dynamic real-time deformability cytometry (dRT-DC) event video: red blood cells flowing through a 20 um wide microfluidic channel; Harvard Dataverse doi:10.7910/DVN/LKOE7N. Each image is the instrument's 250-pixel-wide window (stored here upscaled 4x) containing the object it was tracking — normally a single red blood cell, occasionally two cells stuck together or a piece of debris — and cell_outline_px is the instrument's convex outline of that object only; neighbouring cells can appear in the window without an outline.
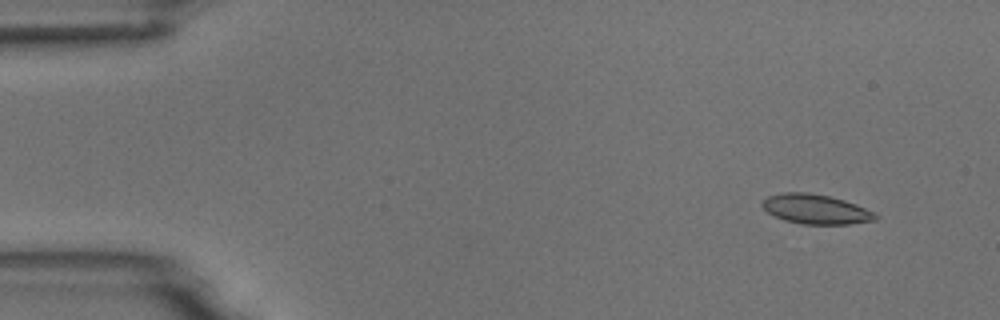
{"species": "common noctule bat (a hibernating species)", "species_latin": "Nyctalus noctula", "temperature_condition": "room temperature", "stored_images_in_passage": 4, "camera_frame_rate_fps": 3000, "um_per_image_px": 0.085, "animal": {"sex": "male", "body_mass_g": 18.8}, "frame": {"image": 1, "passage_image": 1, "time_ms": 0.0, "image_size_px": [1000, 320], "cell_outline_px": [[876, 220], [848, 224], [800, 224], [784, 220], [768, 212], [760, 204], [760, 200], [768, 196], [784, 192], [808, 192], [828, 196], [844, 200], [856, 204], [876, 212]], "centroid_in_image_um": [69.32, 17.77], "position_along_channel_um": 15.7, "area_um2": 19.59}}
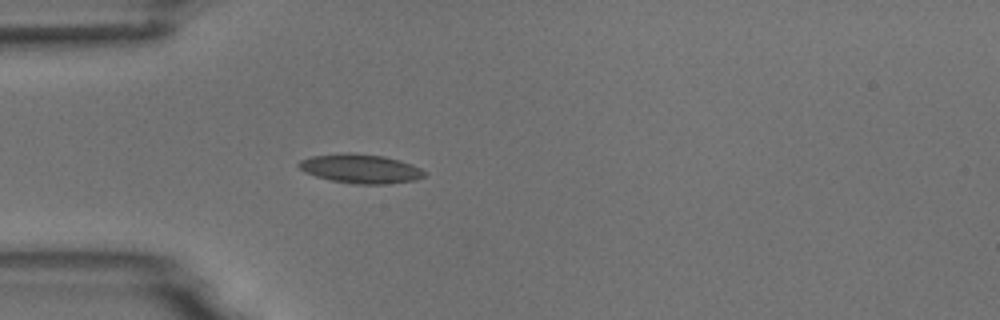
{"frame": {"image": 2, "passage_image": 4, "time_ms": 3.667, "image_size_px": [1000, 320], "cell_outline_px": [[428, 176], [416, 180], [384, 184], [352, 184], [332, 180], [316, 176], [304, 172], [296, 164], [300, 160], [312, 156], [344, 152], [352, 152], [384, 156], [400, 160], [412, 164], [428, 172]], "centroid_in_image_um": [30.68, 14.33], "position_along_channel_um": 54.3, "area_um2": 21.62}}